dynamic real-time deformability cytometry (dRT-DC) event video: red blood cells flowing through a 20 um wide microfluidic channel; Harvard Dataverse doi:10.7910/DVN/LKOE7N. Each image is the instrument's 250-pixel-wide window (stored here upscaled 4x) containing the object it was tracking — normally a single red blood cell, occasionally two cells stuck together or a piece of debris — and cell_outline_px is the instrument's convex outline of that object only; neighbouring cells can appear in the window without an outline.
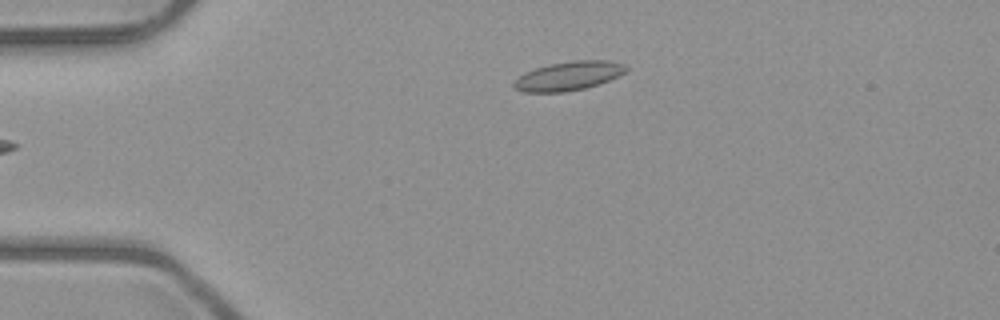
{"species": "common noctule bat (a hibernating species)", "species_latin": "Nyctalus noctula", "temperature_condition": "room temperature", "stored_images_in_passage": 3, "camera_frame_rate_fps": 3000, "um_per_image_px": 0.085, "animal": {"sex": "male", "body_mass_g": 23.1, "forearm_length_mm": 52.7}, "frame": {"image": 1, "passage_image": 3, "time_ms": 2.333, "image_size_px": [1000, 320], "cell_outline_px": [[628, 68], [624, 72], [608, 80], [584, 88], [564, 92], [524, 92], [516, 88], [512, 84], [524, 72], [548, 64], [572, 60], [612, 60], [628, 64]], "centroid_in_image_um": [48.35, 6.43], "position_along_channel_um": 36.7, "area_um2": 18.84}}